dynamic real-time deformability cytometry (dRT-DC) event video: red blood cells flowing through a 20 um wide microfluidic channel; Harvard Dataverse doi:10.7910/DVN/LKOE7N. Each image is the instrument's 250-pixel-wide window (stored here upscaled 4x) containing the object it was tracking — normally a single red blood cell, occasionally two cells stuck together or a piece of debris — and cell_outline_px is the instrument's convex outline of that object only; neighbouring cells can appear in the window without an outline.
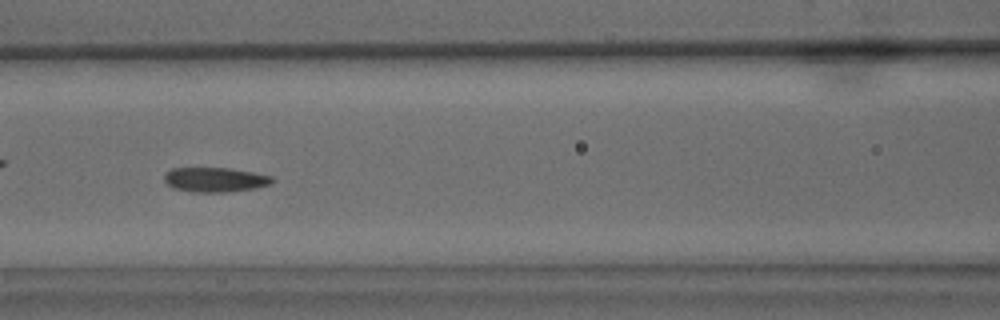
{"species": "common noctule bat (a hibernating species)", "species_latin": "Nyctalus noctula", "temperature_condition": "warm", "stored_images_in_passage": 37, "camera_frame_rate_fps": 3000, "um_per_image_px": 0.085, "animal": {"sex": "male", "body_mass_g": 15.6}, "frame": {"image": 1, "passage_image": 25, "time_ms": 8.0, "image_size_px": [1000, 320], "cell_outline_px": [[276, 180], [272, 184], [256, 188], [228, 192], [192, 192], [172, 188], [164, 180], [164, 176], [172, 168], [228, 168], [252, 172], [272, 176]], "centroid_in_image_um": [18.32, 15.28], "position_along_channel_um": 148.3, "area_um2": 15.55}}